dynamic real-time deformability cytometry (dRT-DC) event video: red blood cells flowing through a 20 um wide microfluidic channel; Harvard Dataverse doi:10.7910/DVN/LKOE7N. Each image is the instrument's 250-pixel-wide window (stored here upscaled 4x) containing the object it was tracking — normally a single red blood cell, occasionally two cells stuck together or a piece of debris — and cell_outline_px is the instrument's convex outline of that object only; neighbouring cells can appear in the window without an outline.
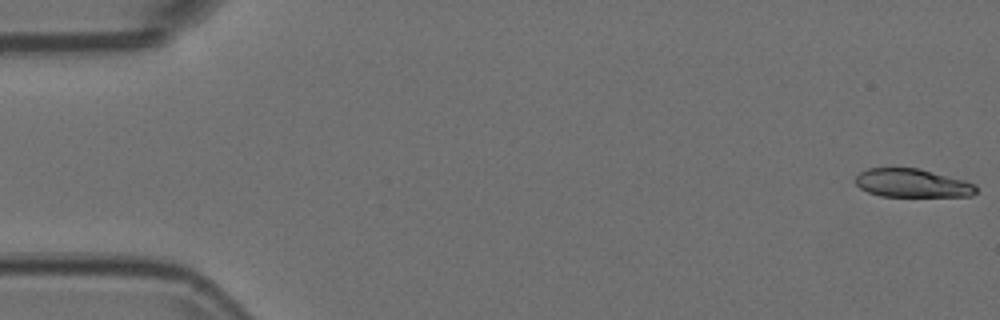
{"species": "Egyptian fruit bat (a non-hibernating species)", "species_latin": "Rousettus aegyptiacus", "temperature_condition": "room temperature", "stored_images_in_passage": 54, "camera_frame_rate_fps": 3000, "um_per_image_px": 0.085, "animal": {"sex": "female"}, "frame": {"image": 1, "passage_image": 1, "time_ms": 0.0, "image_size_px": [1000, 320], "cell_outline_px": [[976, 192], [972, 196], [880, 196], [868, 192], [860, 188], [856, 184], [856, 176], [860, 172], [868, 168], [920, 168], [964, 180], [976, 184]], "centroid_in_image_um": [77.55, 15.56], "position_along_channel_um": 7.5, "area_um2": 20.0}}
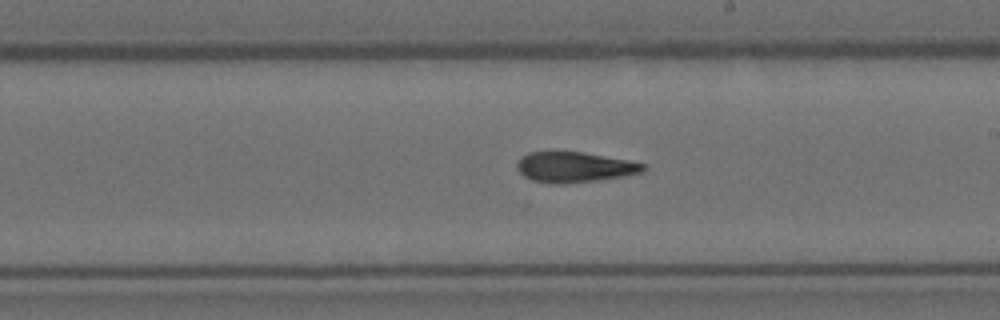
{"frame": {"image": 2, "passage_image": 31, "time_ms": 10.0, "image_size_px": [1000, 320], "cell_outline_px": [[644, 172], [624, 176], [560, 184], [552, 184], [532, 180], [524, 176], [516, 168], [516, 164], [520, 156], [528, 152], [580, 152], [624, 160], [644, 164]], "centroid_in_image_um": [48.74, 14.21], "position_along_channel_um": 240.3, "area_um2": 21.91}}
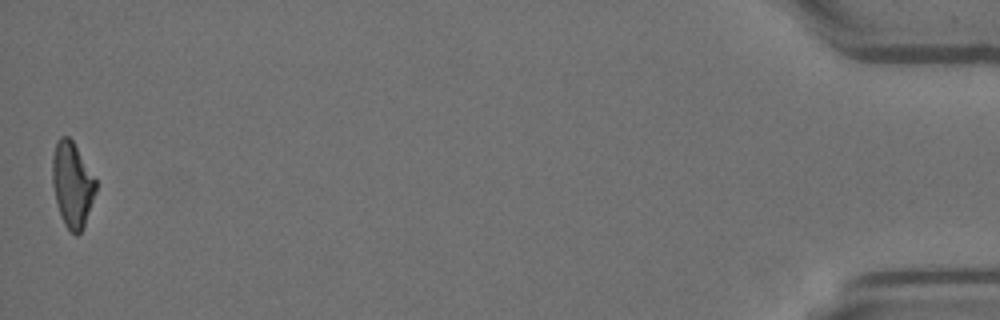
{"frame": {"image": 3, "passage_image": 54, "time_ms": 17.667, "image_size_px": [1000, 320], "cell_outline_px": [[96, 192], [84, 224], [80, 232], [76, 236], [64, 224], [56, 204], [52, 184], [52, 156], [56, 140], [60, 136], [68, 136], [72, 140], [96, 180]], "centroid_in_image_um": [6.11, 15.66], "position_along_channel_um": 429.1, "area_um2": 21.44}}